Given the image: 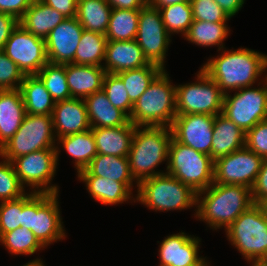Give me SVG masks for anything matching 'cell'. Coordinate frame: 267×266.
<instances>
[{
	"instance_id": "6da1fadb",
	"label": "cell",
	"mask_w": 267,
	"mask_h": 266,
	"mask_svg": "<svg viewBox=\"0 0 267 266\" xmlns=\"http://www.w3.org/2000/svg\"><path fill=\"white\" fill-rule=\"evenodd\" d=\"M222 52V55L208 59L201 69L224 94L229 90L251 87L267 69L265 54L247 48L222 49Z\"/></svg>"
},
{
	"instance_id": "7a4b0ae2",
	"label": "cell",
	"mask_w": 267,
	"mask_h": 266,
	"mask_svg": "<svg viewBox=\"0 0 267 266\" xmlns=\"http://www.w3.org/2000/svg\"><path fill=\"white\" fill-rule=\"evenodd\" d=\"M253 204L250 188L212 183L207 189L197 193L195 217L206 222L211 229L224 227L226 230Z\"/></svg>"
},
{
	"instance_id": "3957f363",
	"label": "cell",
	"mask_w": 267,
	"mask_h": 266,
	"mask_svg": "<svg viewBox=\"0 0 267 266\" xmlns=\"http://www.w3.org/2000/svg\"><path fill=\"white\" fill-rule=\"evenodd\" d=\"M171 139L170 127L136 126L128 160L137 187L141 181L164 173L155 171L154 168L163 161H168Z\"/></svg>"
},
{
	"instance_id": "277c9868",
	"label": "cell",
	"mask_w": 267,
	"mask_h": 266,
	"mask_svg": "<svg viewBox=\"0 0 267 266\" xmlns=\"http://www.w3.org/2000/svg\"><path fill=\"white\" fill-rule=\"evenodd\" d=\"M163 69L133 105L129 117L135 126L170 127L176 117V85Z\"/></svg>"
},
{
	"instance_id": "5b68a950",
	"label": "cell",
	"mask_w": 267,
	"mask_h": 266,
	"mask_svg": "<svg viewBox=\"0 0 267 266\" xmlns=\"http://www.w3.org/2000/svg\"><path fill=\"white\" fill-rule=\"evenodd\" d=\"M58 197V193L29 192L23 195L22 227L31 230L44 247L66 236Z\"/></svg>"
},
{
	"instance_id": "8992f818",
	"label": "cell",
	"mask_w": 267,
	"mask_h": 266,
	"mask_svg": "<svg viewBox=\"0 0 267 266\" xmlns=\"http://www.w3.org/2000/svg\"><path fill=\"white\" fill-rule=\"evenodd\" d=\"M136 200L155 211L186 210L196 206L197 193L166 172L138 184Z\"/></svg>"
},
{
	"instance_id": "52a82bcc",
	"label": "cell",
	"mask_w": 267,
	"mask_h": 266,
	"mask_svg": "<svg viewBox=\"0 0 267 266\" xmlns=\"http://www.w3.org/2000/svg\"><path fill=\"white\" fill-rule=\"evenodd\" d=\"M166 173L196 193L207 189L214 181V161L210 155L176 141L173 137L169 145Z\"/></svg>"
},
{
	"instance_id": "ba28073f",
	"label": "cell",
	"mask_w": 267,
	"mask_h": 266,
	"mask_svg": "<svg viewBox=\"0 0 267 266\" xmlns=\"http://www.w3.org/2000/svg\"><path fill=\"white\" fill-rule=\"evenodd\" d=\"M225 231L247 261L267 259V214L262 205L253 204Z\"/></svg>"
},
{
	"instance_id": "9c48e42d",
	"label": "cell",
	"mask_w": 267,
	"mask_h": 266,
	"mask_svg": "<svg viewBox=\"0 0 267 266\" xmlns=\"http://www.w3.org/2000/svg\"><path fill=\"white\" fill-rule=\"evenodd\" d=\"M52 115H25L13 137L0 148V157L13 159L43 149H56Z\"/></svg>"
},
{
	"instance_id": "30bf717a",
	"label": "cell",
	"mask_w": 267,
	"mask_h": 266,
	"mask_svg": "<svg viewBox=\"0 0 267 266\" xmlns=\"http://www.w3.org/2000/svg\"><path fill=\"white\" fill-rule=\"evenodd\" d=\"M224 93L202 69L197 81L176 86V115L222 113Z\"/></svg>"
},
{
	"instance_id": "8fae6325",
	"label": "cell",
	"mask_w": 267,
	"mask_h": 266,
	"mask_svg": "<svg viewBox=\"0 0 267 266\" xmlns=\"http://www.w3.org/2000/svg\"><path fill=\"white\" fill-rule=\"evenodd\" d=\"M264 79L263 87L241 88L233 96L229 92L224 94L221 114L245 133L267 119V75Z\"/></svg>"
},
{
	"instance_id": "7c38bea8",
	"label": "cell",
	"mask_w": 267,
	"mask_h": 266,
	"mask_svg": "<svg viewBox=\"0 0 267 266\" xmlns=\"http://www.w3.org/2000/svg\"><path fill=\"white\" fill-rule=\"evenodd\" d=\"M59 153L56 146V149H43L13 159L11 163L21 185L30 186L32 192L57 194L59 188L51 182L56 174Z\"/></svg>"
},
{
	"instance_id": "4fadbf2b",
	"label": "cell",
	"mask_w": 267,
	"mask_h": 266,
	"mask_svg": "<svg viewBox=\"0 0 267 266\" xmlns=\"http://www.w3.org/2000/svg\"><path fill=\"white\" fill-rule=\"evenodd\" d=\"M171 35L165 28L159 9L149 4L140 9L136 41L149 63L165 69L164 63Z\"/></svg>"
},
{
	"instance_id": "5bb4252c",
	"label": "cell",
	"mask_w": 267,
	"mask_h": 266,
	"mask_svg": "<svg viewBox=\"0 0 267 266\" xmlns=\"http://www.w3.org/2000/svg\"><path fill=\"white\" fill-rule=\"evenodd\" d=\"M24 75H36L47 63L45 39L28 32L18 24L2 50Z\"/></svg>"
},
{
	"instance_id": "9a60e30c",
	"label": "cell",
	"mask_w": 267,
	"mask_h": 266,
	"mask_svg": "<svg viewBox=\"0 0 267 266\" xmlns=\"http://www.w3.org/2000/svg\"><path fill=\"white\" fill-rule=\"evenodd\" d=\"M263 158L246 146L214 161V181L217 184L244 185L252 188Z\"/></svg>"
},
{
	"instance_id": "2e32d148",
	"label": "cell",
	"mask_w": 267,
	"mask_h": 266,
	"mask_svg": "<svg viewBox=\"0 0 267 266\" xmlns=\"http://www.w3.org/2000/svg\"><path fill=\"white\" fill-rule=\"evenodd\" d=\"M214 118L215 116L209 114L176 115L170 126L172 137L211 156Z\"/></svg>"
},
{
	"instance_id": "e0dca14e",
	"label": "cell",
	"mask_w": 267,
	"mask_h": 266,
	"mask_svg": "<svg viewBox=\"0 0 267 266\" xmlns=\"http://www.w3.org/2000/svg\"><path fill=\"white\" fill-rule=\"evenodd\" d=\"M84 28L76 17L66 18L58 24L45 39L48 62L69 64L79 45Z\"/></svg>"
},
{
	"instance_id": "ac0fdd59",
	"label": "cell",
	"mask_w": 267,
	"mask_h": 266,
	"mask_svg": "<svg viewBox=\"0 0 267 266\" xmlns=\"http://www.w3.org/2000/svg\"><path fill=\"white\" fill-rule=\"evenodd\" d=\"M200 239L184 232L165 237L160 243L158 266L210 265L204 257H199Z\"/></svg>"
},
{
	"instance_id": "d6986e66",
	"label": "cell",
	"mask_w": 267,
	"mask_h": 266,
	"mask_svg": "<svg viewBox=\"0 0 267 266\" xmlns=\"http://www.w3.org/2000/svg\"><path fill=\"white\" fill-rule=\"evenodd\" d=\"M53 128L57 138L91 129L84 99L71 98L55 103Z\"/></svg>"
},
{
	"instance_id": "ffe728a7",
	"label": "cell",
	"mask_w": 267,
	"mask_h": 266,
	"mask_svg": "<svg viewBox=\"0 0 267 266\" xmlns=\"http://www.w3.org/2000/svg\"><path fill=\"white\" fill-rule=\"evenodd\" d=\"M106 73L118 74L126 70L144 67L149 64L137 41H107L105 51Z\"/></svg>"
},
{
	"instance_id": "44dd1931",
	"label": "cell",
	"mask_w": 267,
	"mask_h": 266,
	"mask_svg": "<svg viewBox=\"0 0 267 266\" xmlns=\"http://www.w3.org/2000/svg\"><path fill=\"white\" fill-rule=\"evenodd\" d=\"M66 80L72 98L85 99L102 90L106 71L100 66L65 64Z\"/></svg>"
},
{
	"instance_id": "7402d4cb",
	"label": "cell",
	"mask_w": 267,
	"mask_h": 266,
	"mask_svg": "<svg viewBox=\"0 0 267 266\" xmlns=\"http://www.w3.org/2000/svg\"><path fill=\"white\" fill-rule=\"evenodd\" d=\"M25 115L20 89L0 90V148L17 132Z\"/></svg>"
},
{
	"instance_id": "603a6c76",
	"label": "cell",
	"mask_w": 267,
	"mask_h": 266,
	"mask_svg": "<svg viewBox=\"0 0 267 266\" xmlns=\"http://www.w3.org/2000/svg\"><path fill=\"white\" fill-rule=\"evenodd\" d=\"M136 126L92 128L97 154L128 157Z\"/></svg>"
},
{
	"instance_id": "cb8c5ba5",
	"label": "cell",
	"mask_w": 267,
	"mask_h": 266,
	"mask_svg": "<svg viewBox=\"0 0 267 266\" xmlns=\"http://www.w3.org/2000/svg\"><path fill=\"white\" fill-rule=\"evenodd\" d=\"M84 100L91 128H110L131 123L129 116L114 107L103 90L90 94Z\"/></svg>"
},
{
	"instance_id": "d4e9b609",
	"label": "cell",
	"mask_w": 267,
	"mask_h": 266,
	"mask_svg": "<svg viewBox=\"0 0 267 266\" xmlns=\"http://www.w3.org/2000/svg\"><path fill=\"white\" fill-rule=\"evenodd\" d=\"M246 133L224 115H215L211 158L213 161L245 146Z\"/></svg>"
},
{
	"instance_id": "484cf974",
	"label": "cell",
	"mask_w": 267,
	"mask_h": 266,
	"mask_svg": "<svg viewBox=\"0 0 267 266\" xmlns=\"http://www.w3.org/2000/svg\"><path fill=\"white\" fill-rule=\"evenodd\" d=\"M78 176H98L124 183L131 191L133 178L128 157L97 154L90 164L78 173Z\"/></svg>"
},
{
	"instance_id": "4316f807",
	"label": "cell",
	"mask_w": 267,
	"mask_h": 266,
	"mask_svg": "<svg viewBox=\"0 0 267 266\" xmlns=\"http://www.w3.org/2000/svg\"><path fill=\"white\" fill-rule=\"evenodd\" d=\"M65 19L56 9L41 0H34L19 20V24L33 35L46 39L49 33Z\"/></svg>"
},
{
	"instance_id": "83f0119b",
	"label": "cell",
	"mask_w": 267,
	"mask_h": 266,
	"mask_svg": "<svg viewBox=\"0 0 267 266\" xmlns=\"http://www.w3.org/2000/svg\"><path fill=\"white\" fill-rule=\"evenodd\" d=\"M19 89L27 114L52 115L56 102L37 75H25Z\"/></svg>"
},
{
	"instance_id": "f1b7e54d",
	"label": "cell",
	"mask_w": 267,
	"mask_h": 266,
	"mask_svg": "<svg viewBox=\"0 0 267 266\" xmlns=\"http://www.w3.org/2000/svg\"><path fill=\"white\" fill-rule=\"evenodd\" d=\"M85 182L90 195L104 205H116L132 200V191L122 182L98 176H78Z\"/></svg>"
},
{
	"instance_id": "f546056e",
	"label": "cell",
	"mask_w": 267,
	"mask_h": 266,
	"mask_svg": "<svg viewBox=\"0 0 267 266\" xmlns=\"http://www.w3.org/2000/svg\"><path fill=\"white\" fill-rule=\"evenodd\" d=\"M111 10L106 0H78L76 18L84 30L105 35Z\"/></svg>"
},
{
	"instance_id": "4dcf8cb0",
	"label": "cell",
	"mask_w": 267,
	"mask_h": 266,
	"mask_svg": "<svg viewBox=\"0 0 267 266\" xmlns=\"http://www.w3.org/2000/svg\"><path fill=\"white\" fill-rule=\"evenodd\" d=\"M58 143L62 144V148L75 160V168L77 173L84 170L97 155L95 138L92 128L77 134L66 135L57 138Z\"/></svg>"
},
{
	"instance_id": "1f68e13d",
	"label": "cell",
	"mask_w": 267,
	"mask_h": 266,
	"mask_svg": "<svg viewBox=\"0 0 267 266\" xmlns=\"http://www.w3.org/2000/svg\"><path fill=\"white\" fill-rule=\"evenodd\" d=\"M140 9L113 8L109 26L105 34L107 41H126L136 39Z\"/></svg>"
},
{
	"instance_id": "d6a6232c",
	"label": "cell",
	"mask_w": 267,
	"mask_h": 266,
	"mask_svg": "<svg viewBox=\"0 0 267 266\" xmlns=\"http://www.w3.org/2000/svg\"><path fill=\"white\" fill-rule=\"evenodd\" d=\"M226 24L227 22L212 23L194 20L184 38L198 46L211 47L217 45L218 50L221 51L224 48L223 41L230 33Z\"/></svg>"
},
{
	"instance_id": "836d02e7",
	"label": "cell",
	"mask_w": 267,
	"mask_h": 266,
	"mask_svg": "<svg viewBox=\"0 0 267 266\" xmlns=\"http://www.w3.org/2000/svg\"><path fill=\"white\" fill-rule=\"evenodd\" d=\"M107 38L104 34L83 30L73 64L102 67Z\"/></svg>"
},
{
	"instance_id": "e575fe53",
	"label": "cell",
	"mask_w": 267,
	"mask_h": 266,
	"mask_svg": "<svg viewBox=\"0 0 267 266\" xmlns=\"http://www.w3.org/2000/svg\"><path fill=\"white\" fill-rule=\"evenodd\" d=\"M162 70L160 66L149 63L144 67L126 70L116 75L122 80L130 101L135 104Z\"/></svg>"
},
{
	"instance_id": "d590c367",
	"label": "cell",
	"mask_w": 267,
	"mask_h": 266,
	"mask_svg": "<svg viewBox=\"0 0 267 266\" xmlns=\"http://www.w3.org/2000/svg\"><path fill=\"white\" fill-rule=\"evenodd\" d=\"M36 75L42 80L55 102L72 98L66 80L65 64L48 62Z\"/></svg>"
},
{
	"instance_id": "8d00e7d4",
	"label": "cell",
	"mask_w": 267,
	"mask_h": 266,
	"mask_svg": "<svg viewBox=\"0 0 267 266\" xmlns=\"http://www.w3.org/2000/svg\"><path fill=\"white\" fill-rule=\"evenodd\" d=\"M162 21L170 35L181 33L185 36L193 23V12L190 3H178L160 8Z\"/></svg>"
},
{
	"instance_id": "74e56055",
	"label": "cell",
	"mask_w": 267,
	"mask_h": 266,
	"mask_svg": "<svg viewBox=\"0 0 267 266\" xmlns=\"http://www.w3.org/2000/svg\"><path fill=\"white\" fill-rule=\"evenodd\" d=\"M0 243L9 250V253L15 255H31L45 248L31 230L23 227L4 233L0 237Z\"/></svg>"
},
{
	"instance_id": "f35d334b",
	"label": "cell",
	"mask_w": 267,
	"mask_h": 266,
	"mask_svg": "<svg viewBox=\"0 0 267 266\" xmlns=\"http://www.w3.org/2000/svg\"><path fill=\"white\" fill-rule=\"evenodd\" d=\"M102 90L114 107L124 111L130 117L134 104L130 101L122 80L116 74H105Z\"/></svg>"
},
{
	"instance_id": "ab89813d",
	"label": "cell",
	"mask_w": 267,
	"mask_h": 266,
	"mask_svg": "<svg viewBox=\"0 0 267 266\" xmlns=\"http://www.w3.org/2000/svg\"><path fill=\"white\" fill-rule=\"evenodd\" d=\"M25 194L11 161L3 159L0 162V201L16 200Z\"/></svg>"
},
{
	"instance_id": "60d3db41",
	"label": "cell",
	"mask_w": 267,
	"mask_h": 266,
	"mask_svg": "<svg viewBox=\"0 0 267 266\" xmlns=\"http://www.w3.org/2000/svg\"><path fill=\"white\" fill-rule=\"evenodd\" d=\"M0 237L22 227L23 196L16 200L0 202Z\"/></svg>"
},
{
	"instance_id": "b9f144b4",
	"label": "cell",
	"mask_w": 267,
	"mask_h": 266,
	"mask_svg": "<svg viewBox=\"0 0 267 266\" xmlns=\"http://www.w3.org/2000/svg\"><path fill=\"white\" fill-rule=\"evenodd\" d=\"M193 19L206 22H227L230 17L214 0H191Z\"/></svg>"
},
{
	"instance_id": "7bdbcfd3",
	"label": "cell",
	"mask_w": 267,
	"mask_h": 266,
	"mask_svg": "<svg viewBox=\"0 0 267 266\" xmlns=\"http://www.w3.org/2000/svg\"><path fill=\"white\" fill-rule=\"evenodd\" d=\"M25 75L6 54L0 51V90L19 89Z\"/></svg>"
},
{
	"instance_id": "ee69618b",
	"label": "cell",
	"mask_w": 267,
	"mask_h": 266,
	"mask_svg": "<svg viewBox=\"0 0 267 266\" xmlns=\"http://www.w3.org/2000/svg\"><path fill=\"white\" fill-rule=\"evenodd\" d=\"M245 146L263 159L267 158V119L246 132Z\"/></svg>"
},
{
	"instance_id": "f6af8a7d",
	"label": "cell",
	"mask_w": 267,
	"mask_h": 266,
	"mask_svg": "<svg viewBox=\"0 0 267 266\" xmlns=\"http://www.w3.org/2000/svg\"><path fill=\"white\" fill-rule=\"evenodd\" d=\"M254 204H262L267 200V158L263 160L261 170L251 188Z\"/></svg>"
},
{
	"instance_id": "bcb514c9",
	"label": "cell",
	"mask_w": 267,
	"mask_h": 266,
	"mask_svg": "<svg viewBox=\"0 0 267 266\" xmlns=\"http://www.w3.org/2000/svg\"><path fill=\"white\" fill-rule=\"evenodd\" d=\"M33 2L34 0H0V12L20 20Z\"/></svg>"
},
{
	"instance_id": "7dc6e473",
	"label": "cell",
	"mask_w": 267,
	"mask_h": 266,
	"mask_svg": "<svg viewBox=\"0 0 267 266\" xmlns=\"http://www.w3.org/2000/svg\"><path fill=\"white\" fill-rule=\"evenodd\" d=\"M18 24L19 20L14 16L0 12V51L3 50L11 32Z\"/></svg>"
},
{
	"instance_id": "c3c4849f",
	"label": "cell",
	"mask_w": 267,
	"mask_h": 266,
	"mask_svg": "<svg viewBox=\"0 0 267 266\" xmlns=\"http://www.w3.org/2000/svg\"><path fill=\"white\" fill-rule=\"evenodd\" d=\"M46 5L56 9L65 18L76 17L78 0H41Z\"/></svg>"
},
{
	"instance_id": "681fc988",
	"label": "cell",
	"mask_w": 267,
	"mask_h": 266,
	"mask_svg": "<svg viewBox=\"0 0 267 266\" xmlns=\"http://www.w3.org/2000/svg\"><path fill=\"white\" fill-rule=\"evenodd\" d=\"M231 18L243 7L245 0H214Z\"/></svg>"
},
{
	"instance_id": "f907efd6",
	"label": "cell",
	"mask_w": 267,
	"mask_h": 266,
	"mask_svg": "<svg viewBox=\"0 0 267 266\" xmlns=\"http://www.w3.org/2000/svg\"><path fill=\"white\" fill-rule=\"evenodd\" d=\"M107 3L116 9H141L145 4L142 0H106Z\"/></svg>"
},
{
	"instance_id": "816d5d0a",
	"label": "cell",
	"mask_w": 267,
	"mask_h": 266,
	"mask_svg": "<svg viewBox=\"0 0 267 266\" xmlns=\"http://www.w3.org/2000/svg\"><path fill=\"white\" fill-rule=\"evenodd\" d=\"M190 1L191 0H152L149 5L152 8L160 9V8L167 7L173 4L190 3Z\"/></svg>"
},
{
	"instance_id": "f5cc1de1",
	"label": "cell",
	"mask_w": 267,
	"mask_h": 266,
	"mask_svg": "<svg viewBox=\"0 0 267 266\" xmlns=\"http://www.w3.org/2000/svg\"><path fill=\"white\" fill-rule=\"evenodd\" d=\"M249 263L252 262V266H267V259L262 260H250Z\"/></svg>"
},
{
	"instance_id": "db71d44e",
	"label": "cell",
	"mask_w": 267,
	"mask_h": 266,
	"mask_svg": "<svg viewBox=\"0 0 267 266\" xmlns=\"http://www.w3.org/2000/svg\"><path fill=\"white\" fill-rule=\"evenodd\" d=\"M23 266H45V265L43 264V261L41 259H35L26 263Z\"/></svg>"
},
{
	"instance_id": "11a10c76",
	"label": "cell",
	"mask_w": 267,
	"mask_h": 266,
	"mask_svg": "<svg viewBox=\"0 0 267 266\" xmlns=\"http://www.w3.org/2000/svg\"><path fill=\"white\" fill-rule=\"evenodd\" d=\"M261 205L263 206V208L267 214V200L264 203H262Z\"/></svg>"
},
{
	"instance_id": "9f6ffc18",
	"label": "cell",
	"mask_w": 267,
	"mask_h": 266,
	"mask_svg": "<svg viewBox=\"0 0 267 266\" xmlns=\"http://www.w3.org/2000/svg\"><path fill=\"white\" fill-rule=\"evenodd\" d=\"M152 0H142V2L146 5V4H150Z\"/></svg>"
},
{
	"instance_id": "6f0895ef",
	"label": "cell",
	"mask_w": 267,
	"mask_h": 266,
	"mask_svg": "<svg viewBox=\"0 0 267 266\" xmlns=\"http://www.w3.org/2000/svg\"><path fill=\"white\" fill-rule=\"evenodd\" d=\"M193 266H209V265H193Z\"/></svg>"
}]
</instances>
